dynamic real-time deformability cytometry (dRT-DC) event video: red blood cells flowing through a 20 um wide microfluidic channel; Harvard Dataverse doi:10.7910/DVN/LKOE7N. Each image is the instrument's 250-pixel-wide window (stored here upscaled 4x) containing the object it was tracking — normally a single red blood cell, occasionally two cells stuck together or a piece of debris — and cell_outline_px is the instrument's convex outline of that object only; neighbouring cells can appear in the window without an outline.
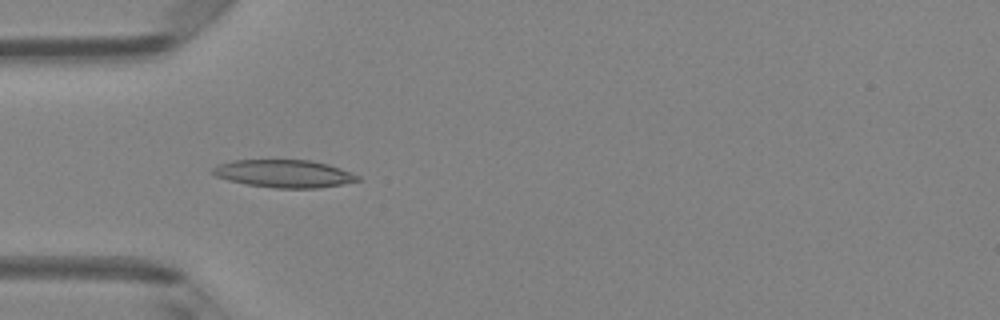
{"species": "Egyptian fruit bat (a non-hibernating species)", "species_latin": "Rousettus aegyptiacus", "temperature_condition": "room temperature", "stored_images_in_passage": 6, "camera_frame_rate_fps": 3000, "um_per_image_px": 0.085, "animal": {"sex": "female"}, "frame": {"image": 1, "passage_image": 5, "time_ms": 4.667, "image_size_px": [1000, 320], "cell_outline_px": [[360, 180], [320, 188], [276, 188], [244, 184], [228, 180], [216, 176], [212, 172], [212, 168], [220, 164], [232, 160], [312, 160], [328, 164], [340, 168], [360, 176]], "centroid_in_image_um": [24.14, 14.76], "position_along_channel_um": 60.9, "area_um2": 23.35}}
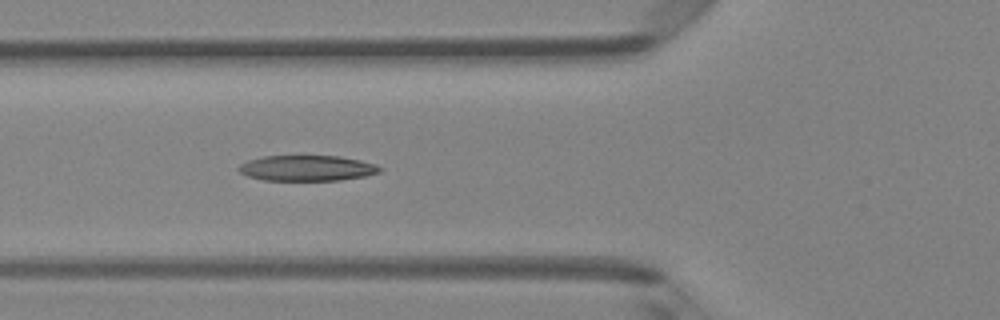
{"frame": {"image": 2, "passage_image": 6, "time_ms": 5.667, "image_size_px": [1000, 320], "cell_outline_px": [[384, 168], [380, 172], [364, 176], [340, 180], [264, 180], [248, 176], [240, 172], [236, 168], [240, 164], [248, 160], [264, 156], [340, 156], [360, 160], [376, 164]], "centroid_in_image_um": [26.11, 14.29], "position_along_channel_um": 99.7, "area_um2": 21.04}}